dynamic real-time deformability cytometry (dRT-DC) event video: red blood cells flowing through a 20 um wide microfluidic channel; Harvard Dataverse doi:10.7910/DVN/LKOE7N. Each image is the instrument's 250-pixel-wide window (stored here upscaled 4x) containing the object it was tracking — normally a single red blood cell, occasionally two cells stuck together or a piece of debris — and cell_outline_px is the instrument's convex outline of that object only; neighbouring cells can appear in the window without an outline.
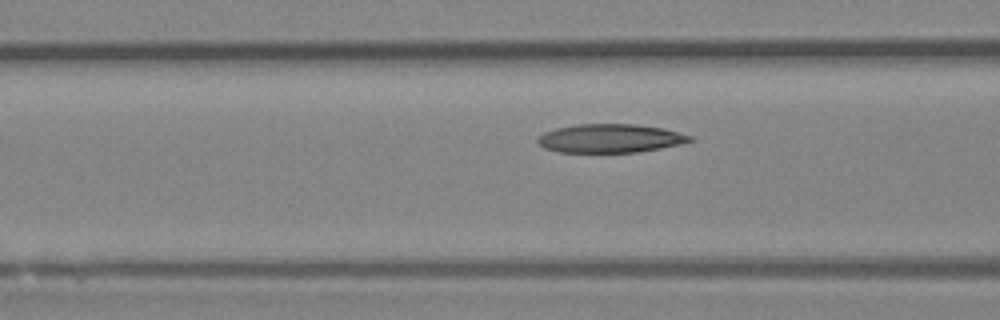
{"species": "Egyptian fruit bat (a non-hibernating species)", "species_latin": "Rousettus aegyptiacus", "temperature_condition": "room temperature", "stored_images_in_passage": 16, "camera_frame_rate_fps": 3000, "um_per_image_px": 0.085, "animal": {"sex": "female"}, "frame": {"image": 1, "passage_image": 14, "time_ms": 4.333, "image_size_px": [1000, 320], "cell_outline_px": [[692, 140], [680, 144], [640, 152], [560, 152], [544, 148], [536, 140], [544, 132], [556, 128], [576, 124], [636, 124], [664, 128], [692, 136]], "centroid_in_image_um": [51.86, 11.75], "position_along_channel_um": 114.7, "area_um2": 25.32}}